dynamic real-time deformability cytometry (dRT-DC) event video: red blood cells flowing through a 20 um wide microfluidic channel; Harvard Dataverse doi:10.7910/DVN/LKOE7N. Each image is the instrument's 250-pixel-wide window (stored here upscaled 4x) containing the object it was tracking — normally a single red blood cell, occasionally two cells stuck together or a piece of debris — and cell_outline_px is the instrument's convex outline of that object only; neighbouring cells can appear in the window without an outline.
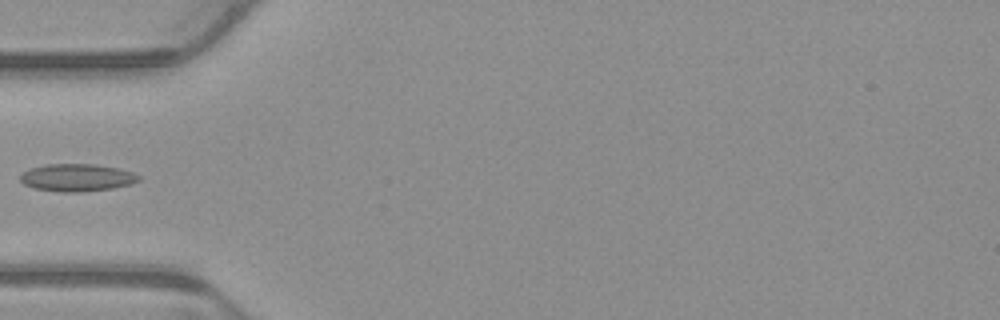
{"species": "common noctule bat (a hibernating species)", "species_latin": "Nyctalus noctula", "temperature_condition": "warm", "stored_images_in_passage": 5, "camera_frame_rate_fps": 3000, "um_per_image_px": 0.085, "animal": {"sex": "male", "body_mass_g": 23.1, "forearm_length_mm": 52.7}, "frame": {"image": 1, "passage_image": 5, "time_ms": 1.333, "image_size_px": [1000, 320], "cell_outline_px": [[140, 180], [132, 184], [112, 188], [80, 192], [60, 192], [32, 188], [24, 184], [20, 180], [20, 176], [24, 172], [32, 168], [44, 164], [96, 164], [116, 168], [132, 172], [140, 176]], "centroid_in_image_um": [6.54, 15.1], "position_along_channel_um": 78.5, "area_um2": 18.96}}